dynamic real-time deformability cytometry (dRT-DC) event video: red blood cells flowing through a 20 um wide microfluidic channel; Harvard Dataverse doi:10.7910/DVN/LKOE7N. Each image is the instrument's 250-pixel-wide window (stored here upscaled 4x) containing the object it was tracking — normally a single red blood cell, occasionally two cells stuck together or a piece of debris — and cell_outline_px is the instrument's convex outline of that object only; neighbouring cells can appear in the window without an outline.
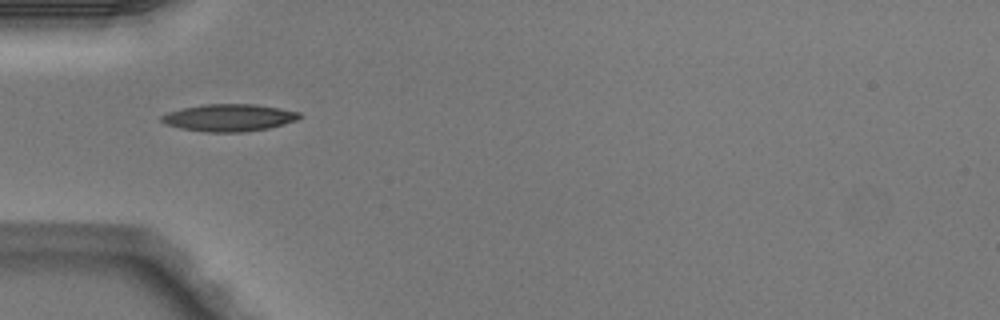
{"species": "Egyptian fruit bat (a non-hibernating species)", "species_latin": "Rousettus aegyptiacus", "temperature_condition": "warm", "stored_images_in_passage": 3, "camera_frame_rate_fps": 3000, "um_per_image_px": 0.085, "animal": {"sex": "male"}, "frame": {"image": 1, "passage_image": 1, "time_ms": 0.0, "image_size_px": [1000, 320], "cell_outline_px": [[304, 116], [296, 120], [284, 124], [268, 128], [248, 132], [208, 132], [180, 128], [164, 124], [160, 120], [160, 116], [168, 112], [184, 108], [204, 104], [252, 104], [280, 108], [300, 112]], "centroid_in_image_um": [19.48, 10.01], "position_along_channel_um": 65.5, "area_um2": 21.96}}
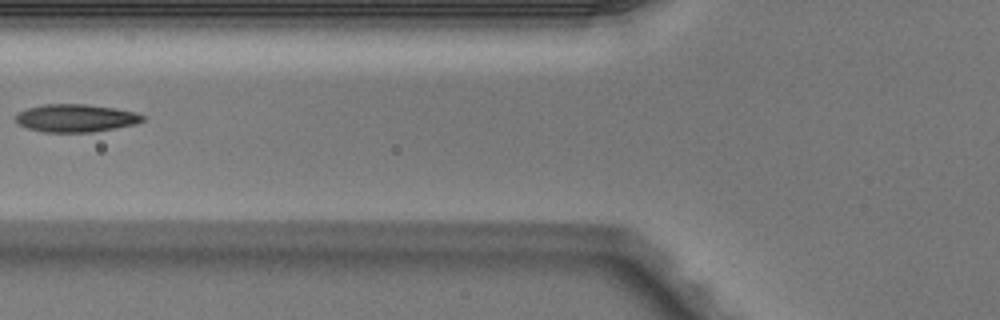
{"frame": {"image": 2, "passage_image": 2, "time_ms": 0.333, "image_size_px": [1000, 320], "cell_outline_px": [[144, 120], [136, 124], [116, 128], [92, 132], [44, 132], [28, 128], [20, 124], [16, 120], [16, 116], [20, 112], [28, 108], [44, 104], [88, 104], [116, 108], [136, 112], [144, 116]], "centroid_in_image_um": [6.49, 10.03], "position_along_channel_um": 119.3, "area_um2": 20.52}}
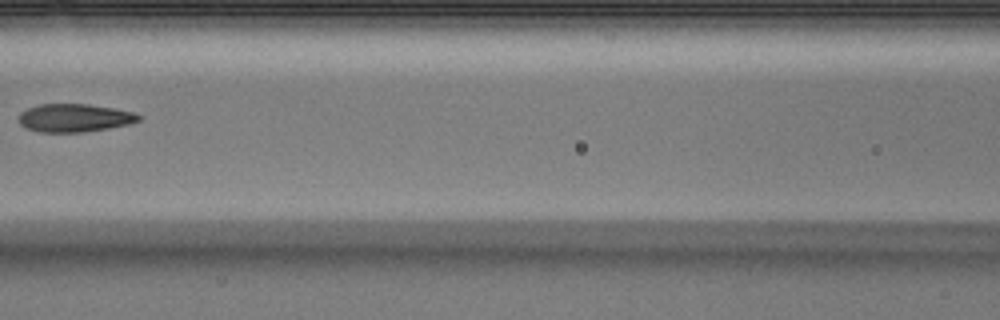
{"frame": {"image": 3, "passage_image": 3, "time_ms": 0.667, "image_size_px": [1000, 320], "cell_outline_px": [[140, 120], [128, 124], [108, 128], [84, 132], [40, 132], [24, 128], [20, 124], [20, 112], [28, 108], [40, 104], [88, 104], [112, 108], [132, 112], [140, 116]], "centroid_in_image_um": [6.29, 10.02], "position_along_channel_um": 160.3, "area_um2": 19.48}}